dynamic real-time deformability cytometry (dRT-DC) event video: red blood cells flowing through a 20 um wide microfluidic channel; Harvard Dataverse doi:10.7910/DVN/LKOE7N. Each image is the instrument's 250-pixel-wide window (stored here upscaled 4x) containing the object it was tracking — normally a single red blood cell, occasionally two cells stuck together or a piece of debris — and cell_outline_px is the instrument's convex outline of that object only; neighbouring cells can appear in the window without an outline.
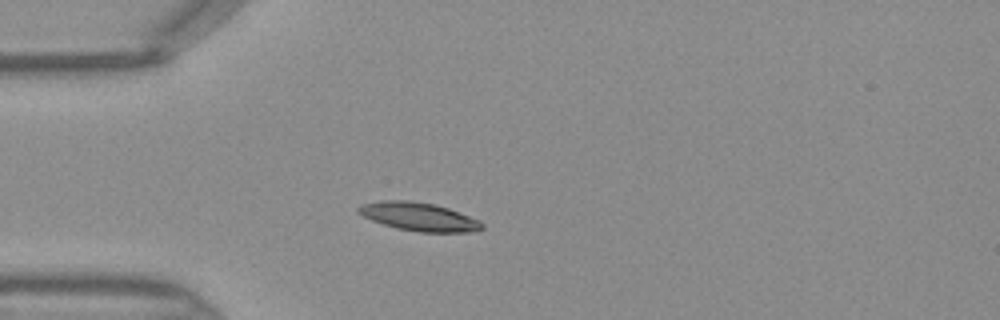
{"species": "Egyptian fruit bat (a non-hibernating species)", "species_latin": "Rousettus aegyptiacus", "temperature_condition": "warm", "stored_images_in_passage": 34, "camera_frame_rate_fps": 3000, "um_per_image_px": 0.085, "frame": {"image": 1, "passage_image": 1, "time_ms": 0.0, "image_size_px": [1000, 320], "cell_outline_px": [[484, 228], [468, 232], [420, 232], [396, 228], [372, 220], [356, 212], [356, 208], [360, 204], [380, 200], [408, 200], [436, 204], [448, 208], [480, 220], [484, 224]], "centroid_in_image_um": [35.58, 18.41], "position_along_channel_um": 49.4, "area_um2": 20.52}}
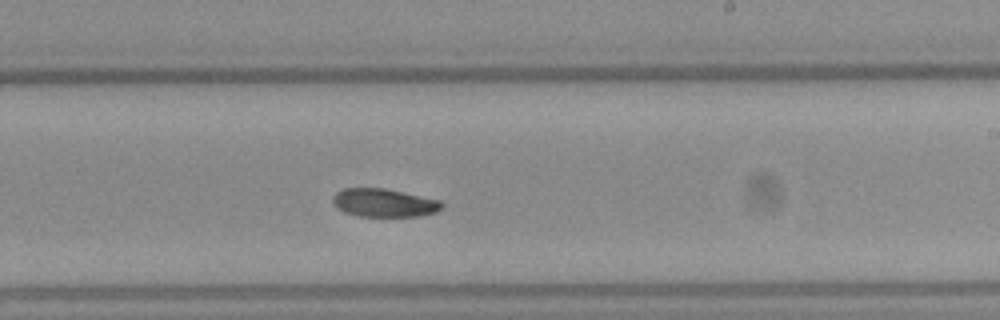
{"frame": {"image": 2, "passage_image": 16, "time_ms": 5.0, "image_size_px": [1000, 320], "cell_outline_px": [[444, 204], [436, 212], [424, 216], [360, 216], [344, 212], [336, 208], [332, 200], [332, 196], [336, 192], [344, 188], [384, 188], [440, 200]], "centroid_in_image_um": [32.62, 17.24], "position_along_channel_um": 256.4, "area_um2": 17.98}}
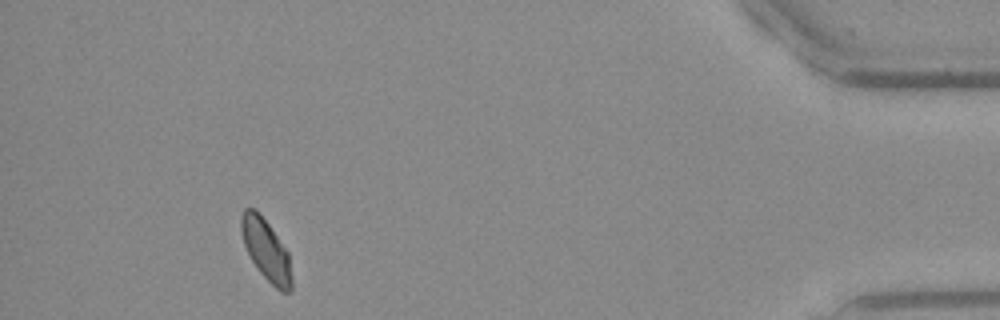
{"frame": {"image": 3, "passage_image": 31, "time_ms": 10.0, "image_size_px": [1000, 320], "cell_outline_px": [[292, 292], [280, 292], [260, 272], [252, 260], [244, 244], [240, 232], [240, 216], [244, 208], [252, 208], [268, 224], [288, 252], [292, 280]], "centroid_in_image_um": [22.61, 21.27], "position_along_channel_um": 412.6, "area_um2": 17.69}}